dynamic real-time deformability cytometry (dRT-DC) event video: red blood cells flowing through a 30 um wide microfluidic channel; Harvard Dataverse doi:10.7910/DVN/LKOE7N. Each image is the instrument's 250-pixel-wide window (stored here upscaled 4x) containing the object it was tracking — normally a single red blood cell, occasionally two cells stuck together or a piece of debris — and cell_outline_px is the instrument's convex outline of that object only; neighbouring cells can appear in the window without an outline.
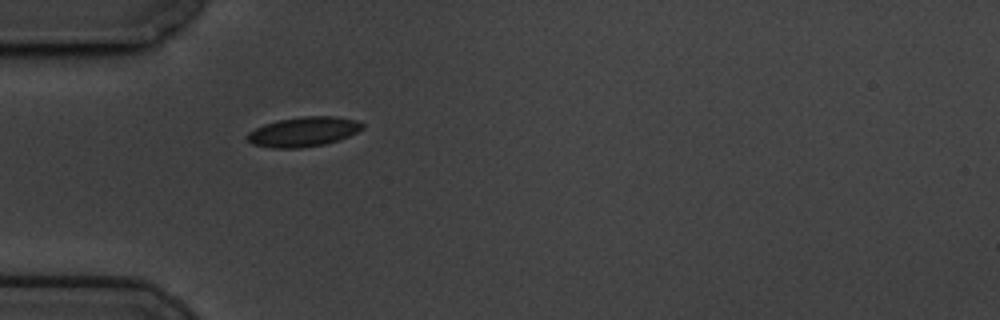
{"species": "common noctule bat (a hibernating species)", "species_latin": "Nyctalus noctula", "temperature_condition": "cold", "stored_images_in_passage": 1, "camera_frame_rate_fps": 3000, "um_per_image_px": 0.085, "animal": {"sex": "male", "body_mass_g": 19.5, "forearm_length_mm": 54.6}, "frame": {"image": 1, "passage_image": 1, "time_ms": 0.0, "image_size_px": [1000, 320], "cell_outline_px": [[364, 128], [348, 136], [324, 144], [300, 148], [272, 148], [252, 144], [244, 136], [248, 132], [264, 124], [280, 120], [304, 116], [336, 116], [356, 120], [364, 124]], "centroid_in_image_um": [25.77, 11.2], "position_along_channel_um": 59.2, "area_um2": 19.83}}